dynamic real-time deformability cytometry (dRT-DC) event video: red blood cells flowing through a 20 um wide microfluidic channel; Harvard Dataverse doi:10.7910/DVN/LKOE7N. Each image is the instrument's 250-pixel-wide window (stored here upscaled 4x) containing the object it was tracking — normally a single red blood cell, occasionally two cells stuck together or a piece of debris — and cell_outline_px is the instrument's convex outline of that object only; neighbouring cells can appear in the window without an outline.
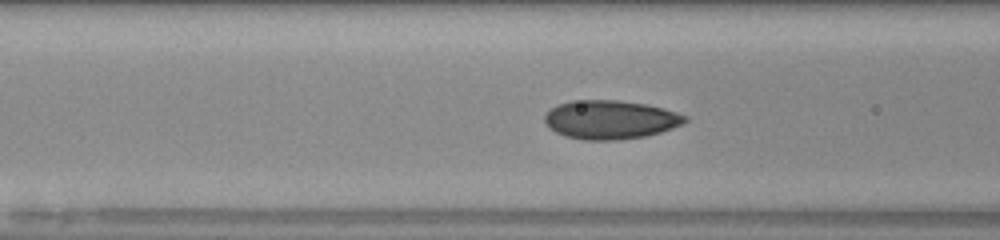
{"species": "human", "species_latin": "Homo sapiens", "temperature_condition": "room temperature", "stored_images_in_passage": 48, "camera_frame_rate_fps": 3000, "um_per_image_px": 0.085, "donor": {"sex": "male"}, "frame": {"image": 1, "passage_image": 16, "time_ms": 5.0, "image_size_px": [1000, 240], "cell_outline_px": [[688, 120], [684, 124], [660, 132], [644, 136], [616, 140], [584, 140], [564, 136], [548, 128], [544, 124], [544, 116], [552, 108], [560, 104], [572, 100], [620, 100], [648, 104], [664, 108], [688, 116]], "centroid_in_image_um": [51.88, 10.17], "position_along_channel_um": 114.7, "area_um2": 31.91}}
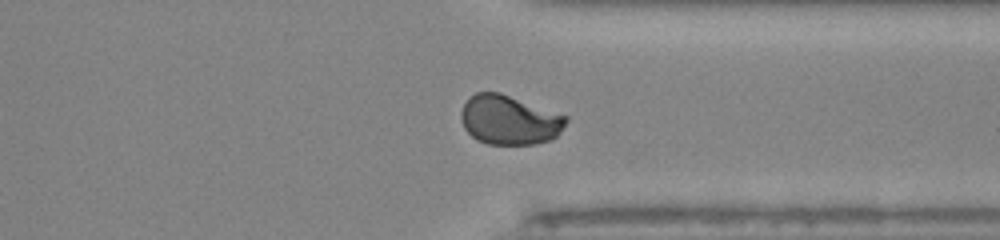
{"frame": {"image": 2, "passage_image": 35, "time_ms": 11.333, "image_size_px": [1000, 240], "cell_outline_px": [[568, 120], [560, 132], [552, 140], [536, 144], [488, 144], [476, 140], [464, 128], [460, 116], [460, 112], [468, 96], [476, 92], [500, 92], [568, 116]], "centroid_in_image_um": [43.28, 10.19], "position_along_channel_um": 368.1, "area_um2": 30.46}}
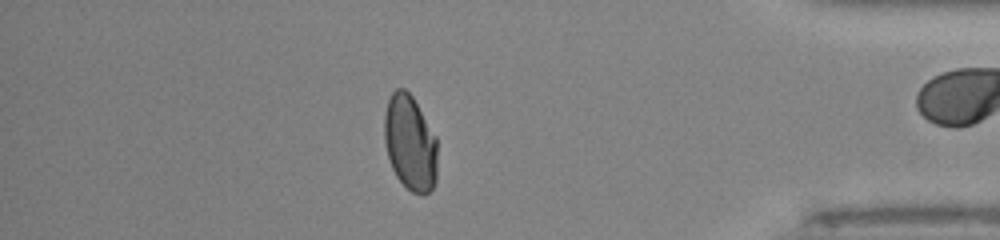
{"frame": {"image": 3, "passage_image": 40, "time_ms": 13.0, "image_size_px": [1000, 240], "cell_outline_px": [[436, 180], [432, 188], [424, 196], [420, 196], [412, 192], [396, 176], [392, 168], [388, 156], [384, 140], [384, 116], [388, 100], [392, 92], [396, 88], [404, 88], [412, 96], [436, 136]], "centroid_in_image_um": [34.85, 12.15], "position_along_channel_um": 400.4, "area_um2": 29.48}, "authors_computed_cell_mechanics": {"area_um2": 29.9115, "velocity_mm_per_s": 4.0034, "shape_relaxation_time_tau1_ms": 7.7609, "shape_relaxation_time_tau2_ms": null, "deformation_change_tau1": 0.1846, "deformation_change_tau2": null}}